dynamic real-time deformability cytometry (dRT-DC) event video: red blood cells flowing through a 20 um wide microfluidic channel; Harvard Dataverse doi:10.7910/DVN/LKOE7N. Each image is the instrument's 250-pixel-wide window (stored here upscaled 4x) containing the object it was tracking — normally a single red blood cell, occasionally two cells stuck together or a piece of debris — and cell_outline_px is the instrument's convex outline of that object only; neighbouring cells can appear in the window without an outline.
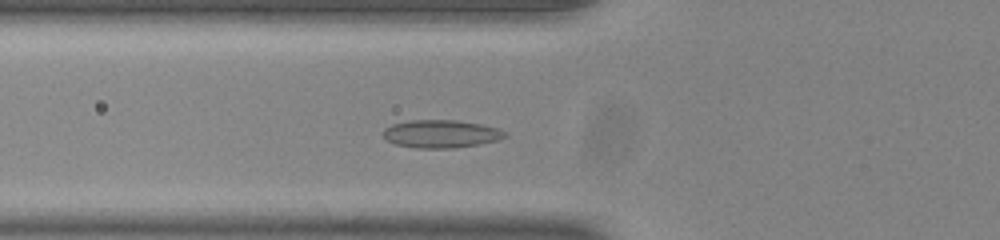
{"species": "common noctule bat (a hibernating species)", "species_latin": "Nyctalus noctula", "temperature_condition": "room temperature", "stored_images_in_passage": 35, "camera_frame_rate_fps": 3000, "um_per_image_px": 0.085, "animal": {"sex": "male", "body_mass_g": 20.0, "forearm_length_mm": 53.3}, "frame": {"image": 1, "passage_image": 2, "time_ms": 0.333, "image_size_px": [1000, 240], "cell_outline_px": [[508, 136], [496, 140], [480, 144], [456, 148], [416, 148], [396, 144], [388, 140], [380, 132], [384, 128], [392, 124], [408, 120], [456, 120], [480, 124], [496, 128], [504, 132]], "centroid_in_image_um": [37.44, 11.38], "position_along_channel_um": 88.4, "area_um2": 19.77}}
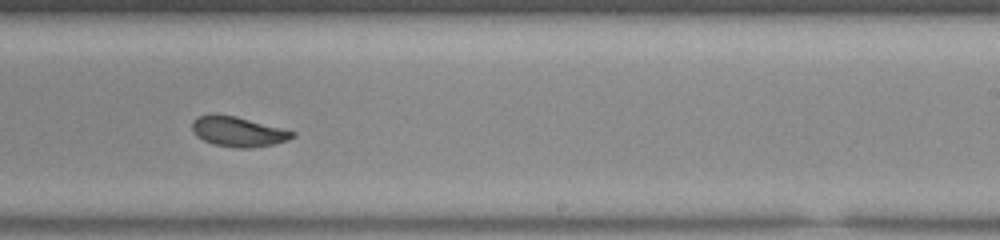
{"frame": {"image": 2, "passage_image": 16, "time_ms": 5.0, "image_size_px": [1000, 240], "cell_outline_px": [[296, 136], [288, 140], [276, 144], [252, 148], [236, 148], [212, 144], [196, 136], [192, 128], [192, 120], [196, 116], [212, 112], [236, 116], [296, 132]], "centroid_in_image_um": [20.21, 11.17], "position_along_channel_um": 268.8, "area_um2": 17.92}}
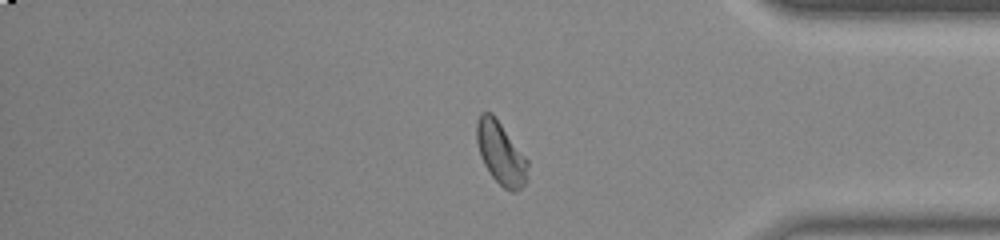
{"frame": {"image": 3, "passage_image": 27, "time_ms": 8.667, "image_size_px": [1000, 240], "cell_outline_px": [[528, 180], [520, 188], [512, 192], [504, 188], [488, 172], [480, 156], [476, 140], [476, 120], [480, 112], [492, 112], [528, 160]], "centroid_in_image_um": [42.55, 13.01], "position_along_channel_um": 392.6, "area_um2": 18.73}, "authors_computed_cell_mechanics": {"area_um2": 18.1492, "velocity_mm_per_s": 3.8637, "shape_relaxation_time_tau1_ms": 6.3922, "shape_relaxation_time_tau2_ms": 1.0757, "deformation_change_tau1": 0.143, "deformation_change_tau2": 0.0513}}